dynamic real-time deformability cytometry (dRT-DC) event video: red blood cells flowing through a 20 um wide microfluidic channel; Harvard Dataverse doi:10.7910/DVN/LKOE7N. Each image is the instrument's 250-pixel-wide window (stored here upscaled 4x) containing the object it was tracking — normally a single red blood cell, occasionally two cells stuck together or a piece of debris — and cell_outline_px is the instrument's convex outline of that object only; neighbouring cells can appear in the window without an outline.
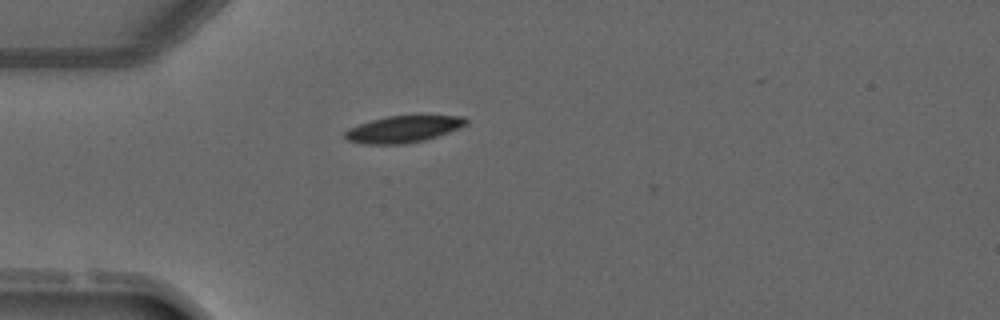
{"species": "common noctule bat (a hibernating species)", "species_latin": "Nyctalus noctula", "temperature_condition": "warm", "stored_images_in_passage": 1, "camera_frame_rate_fps": 3000, "um_per_image_px": 0.085, "animal": {"sex": "male", "forearm_length_mm": 52.5}, "frame": {"image": 1, "passage_image": 1, "time_ms": 0.0, "image_size_px": [1000, 320], "cell_outline_px": [[468, 124], [460, 128], [424, 140], [404, 144], [364, 144], [348, 140], [344, 136], [344, 132], [348, 128], [372, 120], [388, 116], [420, 112], [464, 116], [468, 120]], "centroid_in_image_um": [34.38, 10.91], "position_along_channel_um": 50.6, "area_um2": 19.77}}